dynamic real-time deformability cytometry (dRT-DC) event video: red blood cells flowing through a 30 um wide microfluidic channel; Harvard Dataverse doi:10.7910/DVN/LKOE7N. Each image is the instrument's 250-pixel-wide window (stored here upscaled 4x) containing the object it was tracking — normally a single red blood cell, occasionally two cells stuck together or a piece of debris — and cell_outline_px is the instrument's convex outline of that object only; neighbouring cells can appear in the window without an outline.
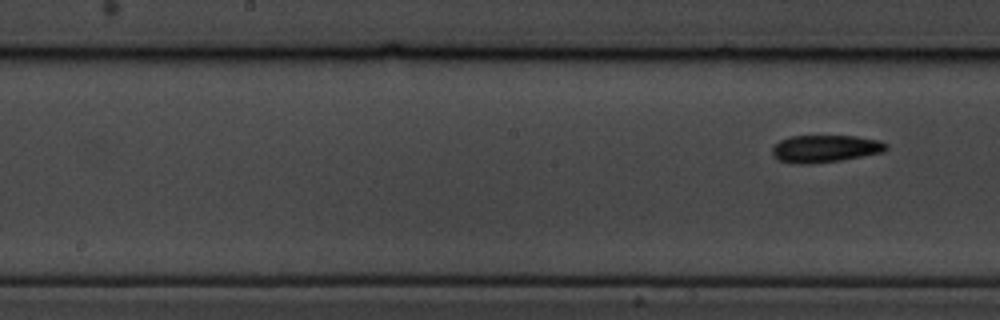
{"species": "common noctule bat (a hibernating species)", "species_latin": "Nyctalus noctula", "temperature_condition": "cold", "stored_images_in_passage": 6, "segment_of_instrument_passage": [2, 2], "camera_frame_rate_fps": 3000, "um_per_image_px": 0.085, "animal": {"sex": "male", "body_mass_g": 19.5, "forearm_length_mm": 54.6}, "frame": {"image": 1, "passage_image": 6, "time_ms": 6.667, "image_size_px": [1000, 320], "cell_outline_px": [[888, 148], [884, 152], [840, 160], [804, 164], [792, 164], [780, 160], [772, 156], [772, 148], [780, 140], [792, 136], [856, 136], [880, 140], [888, 144]], "centroid_in_image_um": [70.15, 12.63], "position_along_channel_um": 178.1, "area_um2": 18.15}}